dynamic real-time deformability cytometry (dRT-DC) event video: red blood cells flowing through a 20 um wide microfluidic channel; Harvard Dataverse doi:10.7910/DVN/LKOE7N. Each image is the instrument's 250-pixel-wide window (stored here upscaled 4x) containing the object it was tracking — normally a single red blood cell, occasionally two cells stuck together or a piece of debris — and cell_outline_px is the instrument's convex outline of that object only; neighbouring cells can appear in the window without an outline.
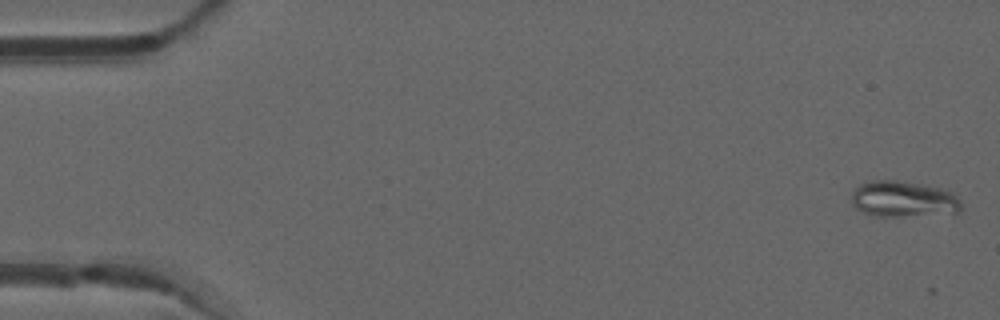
{"species": "common noctule bat (a hibernating species)", "species_latin": "Nyctalus noctula", "temperature_condition": "warm", "stored_images_in_passage": 3, "camera_frame_rate_fps": 3000, "um_per_image_px": 0.085, "animal": {"sex": "male", "forearm_length_mm": 52.5}, "frame": {"image": 1, "passage_image": 1, "time_ms": 0.0, "image_size_px": [1000, 320], "cell_outline_px": [[964, 208], [960, 212], [900, 216], [872, 216], [856, 208], [852, 204], [852, 192], [860, 184], [868, 180], [896, 180], [924, 184], [940, 188], [952, 192], [960, 200]], "centroid_in_image_um": [76.79, 16.91], "position_along_channel_um": 8.2, "area_um2": 23.18}}